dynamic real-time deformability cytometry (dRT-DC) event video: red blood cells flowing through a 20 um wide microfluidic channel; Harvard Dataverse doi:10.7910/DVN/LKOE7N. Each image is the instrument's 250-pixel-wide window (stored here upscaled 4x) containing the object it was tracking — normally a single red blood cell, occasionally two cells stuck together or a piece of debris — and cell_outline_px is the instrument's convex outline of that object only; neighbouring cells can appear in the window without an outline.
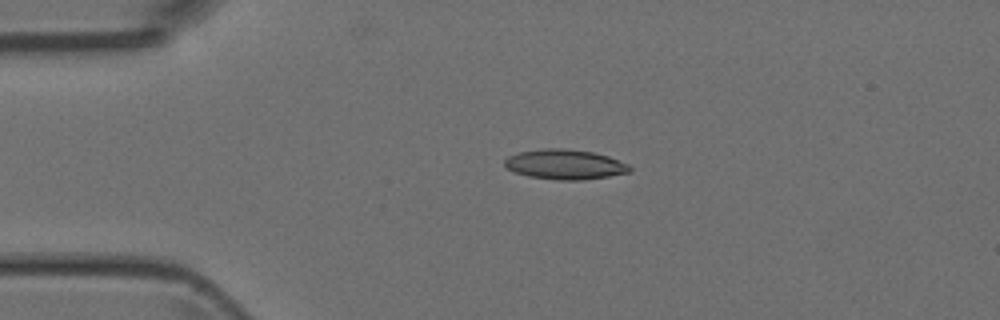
{"species": "Egyptian fruit bat (a non-hibernating species)", "species_latin": "Rousettus aegyptiacus", "temperature_condition": "room temperature", "stored_images_in_passage": 4, "camera_frame_rate_fps": 3000, "um_per_image_px": 0.085, "animal": {"sex": "female"}, "frame": {"image": 1, "passage_image": 3, "time_ms": 3.0, "image_size_px": [1000, 320], "cell_outline_px": [[632, 172], [584, 180], [556, 180], [528, 176], [512, 172], [504, 164], [504, 160], [508, 156], [520, 152], [544, 148], [564, 148], [592, 152], [608, 156], [628, 164], [632, 168]], "centroid_in_image_um": [48.02, 13.98], "position_along_channel_um": 37.0, "area_um2": 21.91}}